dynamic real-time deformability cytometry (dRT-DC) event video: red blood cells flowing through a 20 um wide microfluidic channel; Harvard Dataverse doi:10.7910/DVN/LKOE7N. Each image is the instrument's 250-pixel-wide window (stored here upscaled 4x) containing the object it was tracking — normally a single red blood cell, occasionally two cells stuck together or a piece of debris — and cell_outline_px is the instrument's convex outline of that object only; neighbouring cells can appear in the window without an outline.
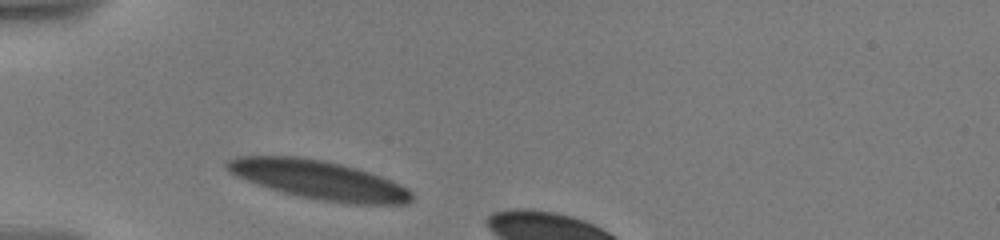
{"species": "human", "species_latin": "Homo sapiens", "temperature_condition": "warm", "stored_images_in_passage": 3, "camera_frame_rate_fps": 3000, "um_per_image_px": 0.085, "donor": {"sex": "male"}, "frame": {"image": 1, "passage_image": 1, "time_ms": 0.0, "image_size_px": [1000, 240], "cell_outline_px": [[412, 200], [404, 204], [348, 204], [320, 200], [300, 196], [284, 192], [236, 176], [228, 172], [224, 164], [228, 160], [236, 156], [296, 156], [320, 160], [340, 164], [356, 168], [380, 176], [400, 184], [408, 188], [412, 192]], "centroid_in_image_um": [27.12, 15.29], "position_along_channel_um": 57.9, "area_um2": 41.33}}